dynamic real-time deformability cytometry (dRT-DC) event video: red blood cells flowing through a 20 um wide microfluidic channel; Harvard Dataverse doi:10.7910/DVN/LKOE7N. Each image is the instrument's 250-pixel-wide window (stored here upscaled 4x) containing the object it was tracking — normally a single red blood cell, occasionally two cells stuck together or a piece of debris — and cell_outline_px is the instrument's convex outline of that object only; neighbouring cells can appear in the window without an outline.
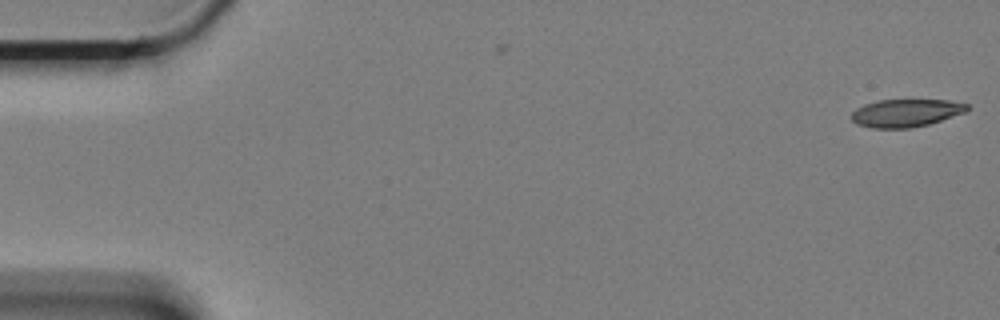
{"species": "Egyptian fruit bat (a non-hibernating species)", "species_latin": "Rousettus aegyptiacus", "temperature_condition": "cold", "stored_images_in_passage": 3, "camera_frame_rate_fps": 3000, "um_per_image_px": 0.085, "animal": {"sex": "female"}, "frame": {"image": 1, "passage_image": 3, "time_ms": 0.667, "image_size_px": [1000, 320], "cell_outline_px": [[968, 108], [964, 112], [928, 124], [912, 128], [872, 128], [856, 124], [852, 120], [852, 112], [856, 108], [864, 104], [876, 100], [948, 100], [968, 104]], "centroid_in_image_um": [76.95, 9.6], "position_along_channel_um": 8.1, "area_um2": 18.61}}